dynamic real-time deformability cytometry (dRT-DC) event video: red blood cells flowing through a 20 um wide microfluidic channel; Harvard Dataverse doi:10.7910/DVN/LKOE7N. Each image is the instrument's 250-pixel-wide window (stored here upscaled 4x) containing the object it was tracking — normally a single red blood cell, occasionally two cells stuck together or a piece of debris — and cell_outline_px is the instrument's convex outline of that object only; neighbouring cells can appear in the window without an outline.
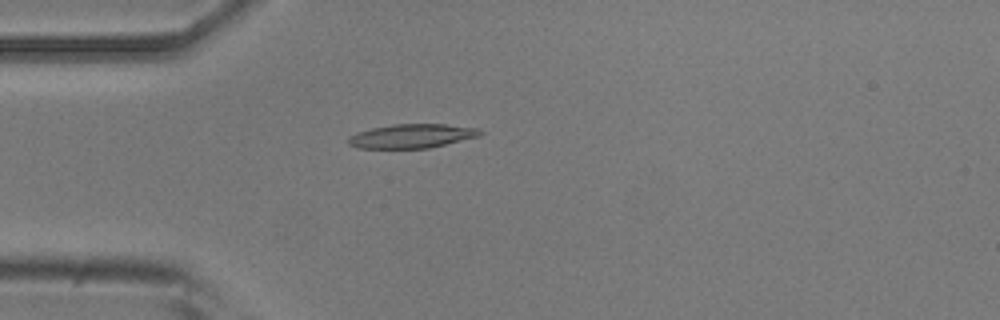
{"species": "common noctule bat (a hibernating species)", "species_latin": "Nyctalus noctula", "temperature_condition": "room temperature", "stored_images_in_passage": 52, "camera_frame_rate_fps": 3000, "um_per_image_px": 0.085, "animal": {"sex": "male", "body_mass_g": 20.5, "forearm_length_mm": 52.5}, "frame": {"image": 1, "passage_image": 14, "time_ms": 4.333, "image_size_px": [1000, 320], "cell_outline_px": [[484, 132], [480, 136], [428, 148], [356, 148], [348, 144], [348, 140], [356, 132], [372, 128], [392, 124], [444, 124], [476, 128]], "centroid_in_image_um": [35.0, 11.56], "position_along_channel_um": 50.0, "area_um2": 18.32}}
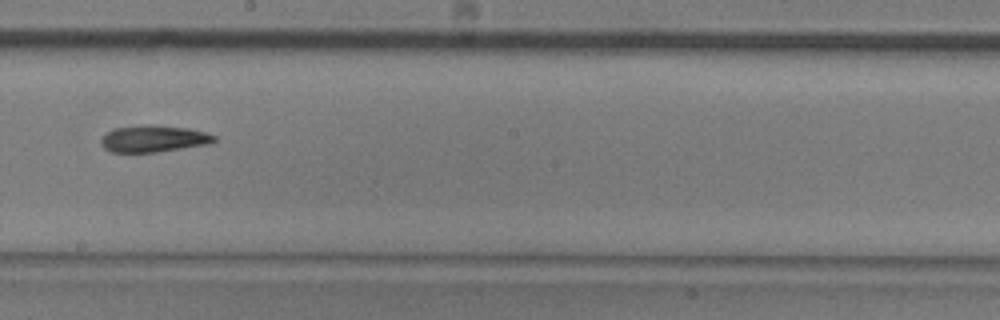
{"frame": {"image": 2, "passage_image": 29, "time_ms": 9.333, "image_size_px": [1000, 320], "cell_outline_px": [[216, 140], [208, 144], [156, 152], [112, 152], [104, 148], [100, 144], [100, 140], [112, 128], [140, 124], [156, 124], [188, 128], [204, 132], [216, 136]], "centroid_in_image_um": [13.02, 11.77], "position_along_channel_um": 235.2, "area_um2": 17.8}}
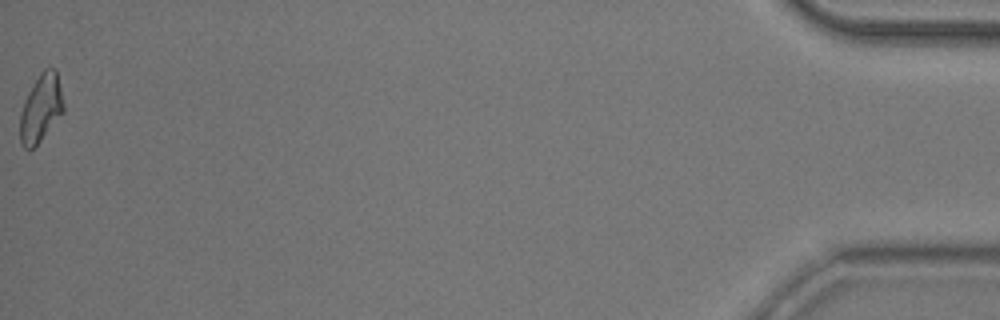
{"frame": {"image": 3, "passage_image": 52, "time_ms": 17.0, "image_size_px": [1000, 320], "cell_outline_px": [[64, 112], [40, 140], [32, 148], [24, 148], [20, 140], [20, 112], [24, 100], [32, 84], [40, 72], [44, 68], [56, 68], [64, 104]], "centroid_in_image_um": [3.48, 9.15], "position_along_channel_um": 431.7, "area_um2": 17.11}, "authors_computed_cell_mechanics": {"area_um2": 17.629, "velocity_mm_per_s": 3.8783, "shape_relaxation_time_tau1_ms": 5.1435, "shape_relaxation_time_tau2_ms": 8.0292, "deformation_change_tau1": 0.1394, "deformation_change_tau2": 0.1612}}